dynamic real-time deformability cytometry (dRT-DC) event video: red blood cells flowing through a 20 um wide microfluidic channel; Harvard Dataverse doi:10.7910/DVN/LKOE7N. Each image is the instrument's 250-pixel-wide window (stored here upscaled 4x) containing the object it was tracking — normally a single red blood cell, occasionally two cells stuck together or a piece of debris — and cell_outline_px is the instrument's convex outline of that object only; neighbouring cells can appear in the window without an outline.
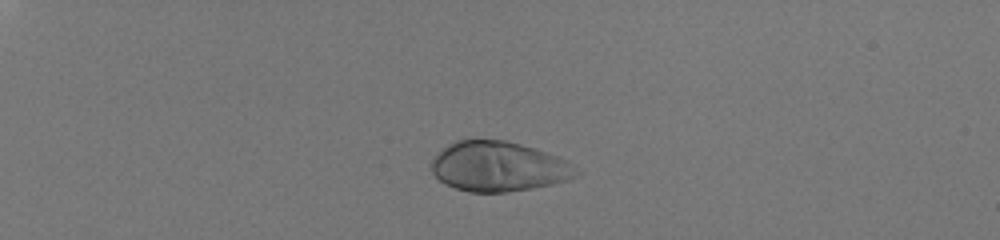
{"species": "human", "species_latin": "Homo sapiens", "temperature_condition": "room temperature", "stored_images_in_passage": 35, "camera_frame_rate_fps": 3000, "um_per_image_px": 0.085, "donor": {"sex": "male"}, "frame": {"image": 1, "passage_image": 1, "time_ms": 0.0, "image_size_px": [1000, 240], "cell_outline_px": [[580, 172], [576, 176], [568, 180], [552, 184], [532, 188], [508, 192], [468, 192], [444, 184], [432, 172], [432, 160], [436, 152], [448, 144], [456, 140], [504, 140], [520, 144], [568, 160]], "centroid_in_image_um": [42.36, 14.16], "position_along_channel_um": 42.6, "area_um2": 42.08}}
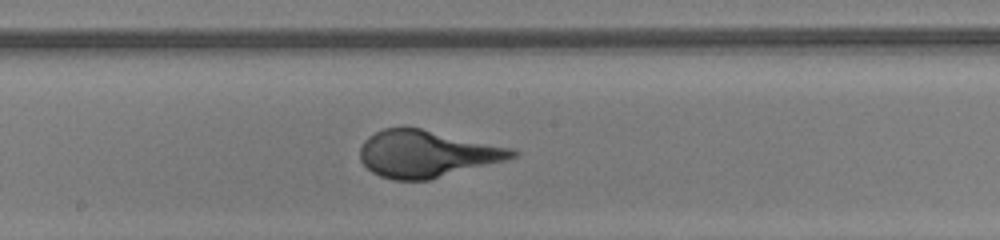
{"frame": {"image": 2, "passage_image": 20, "time_ms": 6.333, "image_size_px": [1000, 240], "cell_outline_px": [[520, 152], [516, 156], [504, 160], [428, 180], [392, 180], [380, 176], [372, 172], [360, 160], [360, 148], [364, 140], [368, 136], [384, 128], [420, 128], [512, 148]], "centroid_in_image_um": [36.23, 13.08], "position_along_channel_um": 212.0, "area_um2": 41.1}}
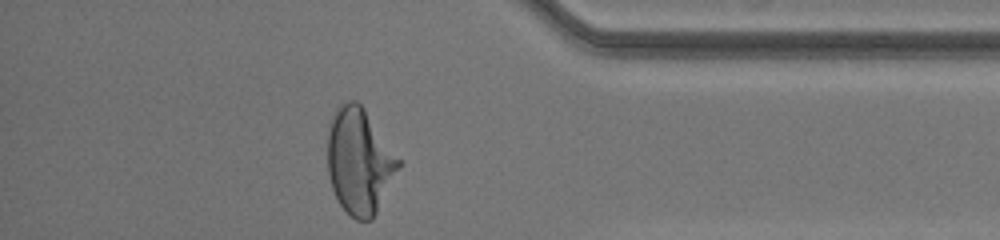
{"frame": {"image": 3, "passage_image": 35, "time_ms": 11.333, "image_size_px": [1000, 240], "cell_outline_px": [[404, 164], [372, 220], [356, 220], [340, 204], [332, 188], [328, 172], [328, 120], [332, 112], [340, 104], [348, 100], [356, 100], [364, 108], [404, 160]], "centroid_in_image_um": [30.61, 13.66], "position_along_channel_um": 404.6, "area_um2": 44.85}}